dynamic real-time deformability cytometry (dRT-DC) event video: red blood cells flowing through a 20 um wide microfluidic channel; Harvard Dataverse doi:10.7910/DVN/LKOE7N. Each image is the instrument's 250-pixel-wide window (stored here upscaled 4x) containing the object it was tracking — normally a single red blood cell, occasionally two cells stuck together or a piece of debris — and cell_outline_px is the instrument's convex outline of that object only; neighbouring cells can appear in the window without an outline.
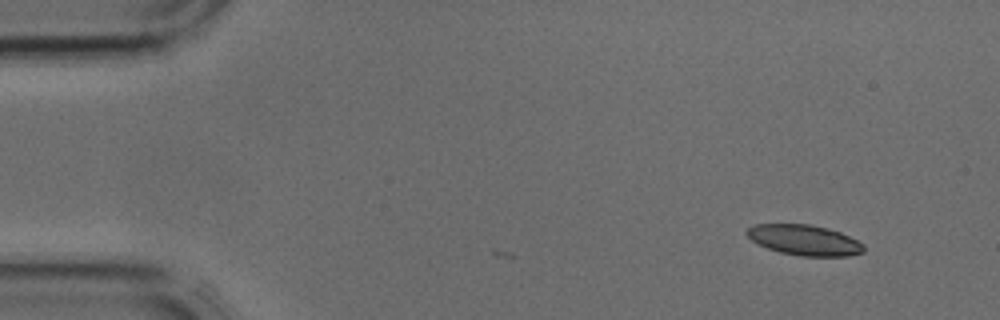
{"species": "common noctule bat (a hibernating species)", "species_latin": "Nyctalus noctula", "temperature_condition": "cold", "stored_images_in_passage": 2, "camera_frame_rate_fps": 3000, "um_per_image_px": 0.085, "animal": {"sex": "male", "body_mass_g": 17.9, "forearm_length_mm": 54.2}, "frame": {"image": 1, "passage_image": 2, "time_ms": 0.333, "image_size_px": [1000, 320], "cell_outline_px": [[864, 252], [848, 256], [800, 256], [780, 252], [756, 244], [744, 232], [748, 228], [756, 224], [808, 224], [840, 232], [864, 244]], "centroid_in_image_um": [68.35, 20.41], "position_along_channel_um": 16.6, "area_um2": 20.63}}